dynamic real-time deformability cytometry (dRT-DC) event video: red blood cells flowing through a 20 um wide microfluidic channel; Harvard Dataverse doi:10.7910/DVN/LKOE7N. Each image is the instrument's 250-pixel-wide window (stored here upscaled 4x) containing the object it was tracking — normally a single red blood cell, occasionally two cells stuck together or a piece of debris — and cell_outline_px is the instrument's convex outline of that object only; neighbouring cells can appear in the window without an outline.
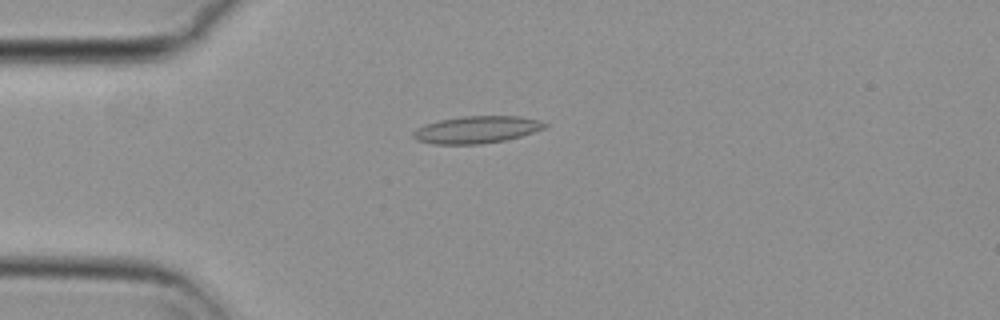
{"species": "common noctule bat (a hibernating species)", "species_latin": "Nyctalus noctula", "temperature_condition": "cold", "stored_images_in_passage": 46, "camera_frame_rate_fps": 3000, "um_per_image_px": 0.085, "animal": {"sex": "female", "body_mass_g": 29.2, "forearm_length_mm": 56.3}, "frame": {"image": 1, "passage_image": 14, "time_ms": 4.333, "image_size_px": [1000, 320], "cell_outline_px": [[548, 124], [544, 128], [520, 136], [504, 140], [480, 144], [432, 144], [416, 140], [412, 136], [412, 132], [416, 128], [424, 124], [440, 120], [464, 116], [520, 116], [540, 120]], "centroid_in_image_um": [40.47, 11.02], "position_along_channel_um": 44.5, "area_um2": 20.81}}
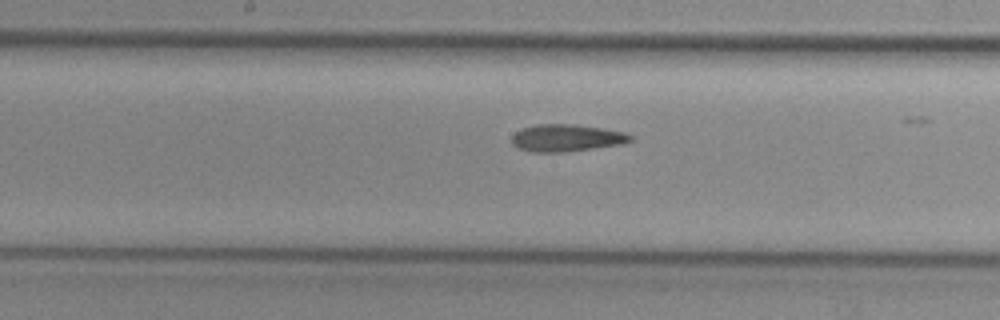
{"frame": {"image": 2, "passage_image": 28, "time_ms": 9.0, "image_size_px": [1000, 320], "cell_outline_px": [[632, 140], [624, 144], [560, 152], [532, 152], [520, 148], [512, 144], [512, 136], [516, 132], [524, 128], [536, 124], [576, 124], [604, 128], [624, 132], [632, 136]], "centroid_in_image_um": [48.17, 11.71], "position_along_channel_um": 200.0, "area_um2": 18.67}}
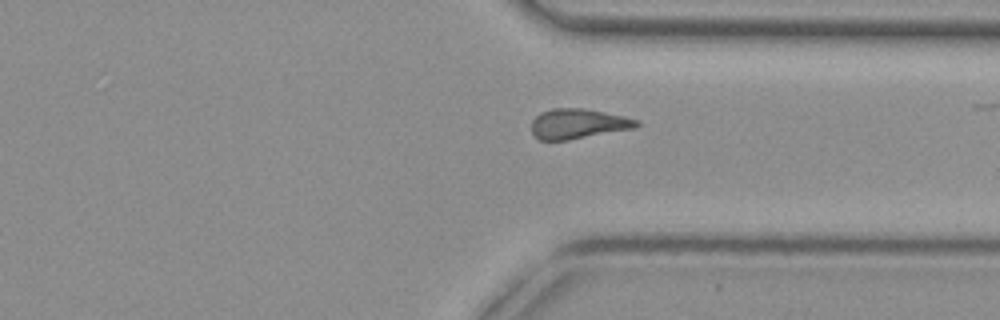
{"frame": {"image": 3, "passage_image": 41, "time_ms": 13.333, "image_size_px": [1000, 320], "cell_outline_px": [[640, 124], [636, 128], [568, 140], [540, 140], [532, 132], [532, 120], [540, 112], [552, 108], [584, 108], [624, 116], [640, 120]], "centroid_in_image_um": [49.16, 10.51], "position_along_channel_um": 362.2, "area_um2": 18.44}, "authors_computed_cell_mechanics": {"area_um2": 18.9584, "velocity_mm_per_s": 3.7481, "shape_relaxation_time_tau1_ms": null, "shape_relaxation_time_tau2_ms": 7.5735, "deformation_change_tau1": null, "deformation_change_tau2": 0.1704}}